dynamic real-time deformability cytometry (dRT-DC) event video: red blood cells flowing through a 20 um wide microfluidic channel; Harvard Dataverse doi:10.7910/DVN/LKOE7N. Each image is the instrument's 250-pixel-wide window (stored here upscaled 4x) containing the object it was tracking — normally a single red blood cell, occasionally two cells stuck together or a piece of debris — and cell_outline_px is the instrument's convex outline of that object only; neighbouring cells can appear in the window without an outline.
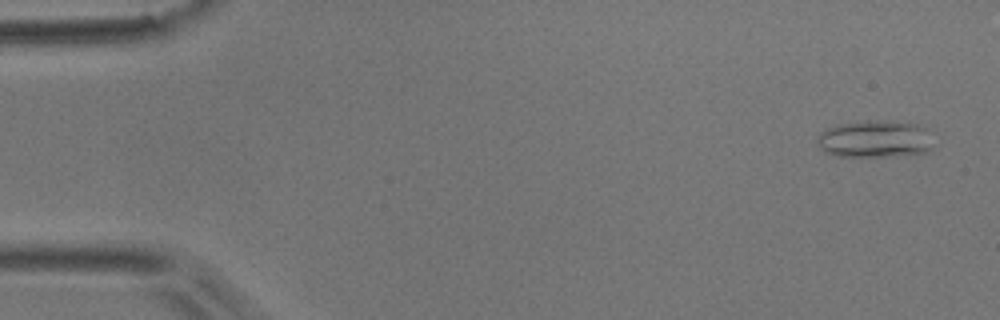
{"species": "common noctule bat (a hibernating species)", "species_latin": "Nyctalus noctula", "temperature_condition": "room temperature", "stored_images_in_passage": 5, "camera_frame_rate_fps": 3000, "um_per_image_px": 0.085, "animal": {"sex": "male", "body_mass_g": 17.9}, "frame": {"image": 1, "passage_image": 1, "time_ms": 0.0, "image_size_px": [1000, 320], "cell_outline_px": [[928, 152], [884, 156], [836, 156], [824, 152], [816, 144], [820, 136], [828, 128], [836, 124], [868, 120], [888, 120], [916, 124], [928, 128]], "centroid_in_image_um": [74.31, 11.8], "position_along_channel_um": 10.7, "area_um2": 24.85}}